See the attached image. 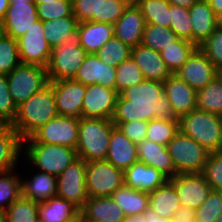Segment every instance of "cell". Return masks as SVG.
<instances>
[{
	"label": "cell",
	"mask_w": 222,
	"mask_h": 222,
	"mask_svg": "<svg viewBox=\"0 0 222 222\" xmlns=\"http://www.w3.org/2000/svg\"><path fill=\"white\" fill-rule=\"evenodd\" d=\"M153 119L179 121L170 102L164 94L160 81L143 80L135 86L123 90L117 97L113 123L135 120L149 122Z\"/></svg>",
	"instance_id": "obj_1"
},
{
	"label": "cell",
	"mask_w": 222,
	"mask_h": 222,
	"mask_svg": "<svg viewBox=\"0 0 222 222\" xmlns=\"http://www.w3.org/2000/svg\"><path fill=\"white\" fill-rule=\"evenodd\" d=\"M56 116L58 112L54 91L49 83L17 106V115L11 126L24 140Z\"/></svg>",
	"instance_id": "obj_2"
},
{
	"label": "cell",
	"mask_w": 222,
	"mask_h": 222,
	"mask_svg": "<svg viewBox=\"0 0 222 222\" xmlns=\"http://www.w3.org/2000/svg\"><path fill=\"white\" fill-rule=\"evenodd\" d=\"M115 127L109 119L79 118L78 157L85 162L106 160L110 135Z\"/></svg>",
	"instance_id": "obj_3"
},
{
	"label": "cell",
	"mask_w": 222,
	"mask_h": 222,
	"mask_svg": "<svg viewBox=\"0 0 222 222\" xmlns=\"http://www.w3.org/2000/svg\"><path fill=\"white\" fill-rule=\"evenodd\" d=\"M179 130L210 152L222 151L221 116L199 109L179 118Z\"/></svg>",
	"instance_id": "obj_4"
},
{
	"label": "cell",
	"mask_w": 222,
	"mask_h": 222,
	"mask_svg": "<svg viewBox=\"0 0 222 222\" xmlns=\"http://www.w3.org/2000/svg\"><path fill=\"white\" fill-rule=\"evenodd\" d=\"M87 55L80 45L78 30L69 34L61 45L51 49L46 67L49 81L73 79Z\"/></svg>",
	"instance_id": "obj_5"
},
{
	"label": "cell",
	"mask_w": 222,
	"mask_h": 222,
	"mask_svg": "<svg viewBox=\"0 0 222 222\" xmlns=\"http://www.w3.org/2000/svg\"><path fill=\"white\" fill-rule=\"evenodd\" d=\"M25 159L32 168L58 177L78 158L76 149L43 143H23Z\"/></svg>",
	"instance_id": "obj_6"
},
{
	"label": "cell",
	"mask_w": 222,
	"mask_h": 222,
	"mask_svg": "<svg viewBox=\"0 0 222 222\" xmlns=\"http://www.w3.org/2000/svg\"><path fill=\"white\" fill-rule=\"evenodd\" d=\"M177 174L201 173L210 151L180 130L167 144Z\"/></svg>",
	"instance_id": "obj_7"
},
{
	"label": "cell",
	"mask_w": 222,
	"mask_h": 222,
	"mask_svg": "<svg viewBox=\"0 0 222 222\" xmlns=\"http://www.w3.org/2000/svg\"><path fill=\"white\" fill-rule=\"evenodd\" d=\"M9 92L16 106L49 84L46 67L21 63L6 75Z\"/></svg>",
	"instance_id": "obj_8"
},
{
	"label": "cell",
	"mask_w": 222,
	"mask_h": 222,
	"mask_svg": "<svg viewBox=\"0 0 222 222\" xmlns=\"http://www.w3.org/2000/svg\"><path fill=\"white\" fill-rule=\"evenodd\" d=\"M78 130L79 118L58 115L24 139L23 143L55 144L76 149Z\"/></svg>",
	"instance_id": "obj_9"
},
{
	"label": "cell",
	"mask_w": 222,
	"mask_h": 222,
	"mask_svg": "<svg viewBox=\"0 0 222 222\" xmlns=\"http://www.w3.org/2000/svg\"><path fill=\"white\" fill-rule=\"evenodd\" d=\"M85 181L88 197L111 196L124 185V171L106 160L86 162Z\"/></svg>",
	"instance_id": "obj_10"
},
{
	"label": "cell",
	"mask_w": 222,
	"mask_h": 222,
	"mask_svg": "<svg viewBox=\"0 0 222 222\" xmlns=\"http://www.w3.org/2000/svg\"><path fill=\"white\" fill-rule=\"evenodd\" d=\"M127 7L124 0H72V13L79 23L92 21L114 25Z\"/></svg>",
	"instance_id": "obj_11"
},
{
	"label": "cell",
	"mask_w": 222,
	"mask_h": 222,
	"mask_svg": "<svg viewBox=\"0 0 222 222\" xmlns=\"http://www.w3.org/2000/svg\"><path fill=\"white\" fill-rule=\"evenodd\" d=\"M85 178L86 162L78 157L57 177V196L81 209L89 198Z\"/></svg>",
	"instance_id": "obj_12"
},
{
	"label": "cell",
	"mask_w": 222,
	"mask_h": 222,
	"mask_svg": "<svg viewBox=\"0 0 222 222\" xmlns=\"http://www.w3.org/2000/svg\"><path fill=\"white\" fill-rule=\"evenodd\" d=\"M17 42L22 63L48 66L52 48L45 38L42 20H37Z\"/></svg>",
	"instance_id": "obj_13"
},
{
	"label": "cell",
	"mask_w": 222,
	"mask_h": 222,
	"mask_svg": "<svg viewBox=\"0 0 222 222\" xmlns=\"http://www.w3.org/2000/svg\"><path fill=\"white\" fill-rule=\"evenodd\" d=\"M118 95L116 89L104 87L101 84L85 86L82 117L111 120Z\"/></svg>",
	"instance_id": "obj_14"
},
{
	"label": "cell",
	"mask_w": 222,
	"mask_h": 222,
	"mask_svg": "<svg viewBox=\"0 0 222 222\" xmlns=\"http://www.w3.org/2000/svg\"><path fill=\"white\" fill-rule=\"evenodd\" d=\"M168 180L173 184L181 206L192 209L200 207L212 190L201 173L177 174Z\"/></svg>",
	"instance_id": "obj_15"
},
{
	"label": "cell",
	"mask_w": 222,
	"mask_h": 222,
	"mask_svg": "<svg viewBox=\"0 0 222 222\" xmlns=\"http://www.w3.org/2000/svg\"><path fill=\"white\" fill-rule=\"evenodd\" d=\"M52 85L59 116L82 117L85 86L73 79L49 81Z\"/></svg>",
	"instance_id": "obj_16"
},
{
	"label": "cell",
	"mask_w": 222,
	"mask_h": 222,
	"mask_svg": "<svg viewBox=\"0 0 222 222\" xmlns=\"http://www.w3.org/2000/svg\"><path fill=\"white\" fill-rule=\"evenodd\" d=\"M39 20L33 1H10L3 18V33L17 40Z\"/></svg>",
	"instance_id": "obj_17"
},
{
	"label": "cell",
	"mask_w": 222,
	"mask_h": 222,
	"mask_svg": "<svg viewBox=\"0 0 222 222\" xmlns=\"http://www.w3.org/2000/svg\"><path fill=\"white\" fill-rule=\"evenodd\" d=\"M175 74L197 92L217 77V68L197 47Z\"/></svg>",
	"instance_id": "obj_18"
},
{
	"label": "cell",
	"mask_w": 222,
	"mask_h": 222,
	"mask_svg": "<svg viewBox=\"0 0 222 222\" xmlns=\"http://www.w3.org/2000/svg\"><path fill=\"white\" fill-rule=\"evenodd\" d=\"M73 80L84 86L101 84L115 89L116 68L101 61L96 54H88Z\"/></svg>",
	"instance_id": "obj_19"
},
{
	"label": "cell",
	"mask_w": 222,
	"mask_h": 222,
	"mask_svg": "<svg viewBox=\"0 0 222 222\" xmlns=\"http://www.w3.org/2000/svg\"><path fill=\"white\" fill-rule=\"evenodd\" d=\"M163 86L164 94L178 118L197 109V92L178 75L172 74Z\"/></svg>",
	"instance_id": "obj_20"
},
{
	"label": "cell",
	"mask_w": 222,
	"mask_h": 222,
	"mask_svg": "<svg viewBox=\"0 0 222 222\" xmlns=\"http://www.w3.org/2000/svg\"><path fill=\"white\" fill-rule=\"evenodd\" d=\"M145 18L136 5H128L123 15L113 25L114 37L120 39L131 48L142 42Z\"/></svg>",
	"instance_id": "obj_21"
},
{
	"label": "cell",
	"mask_w": 222,
	"mask_h": 222,
	"mask_svg": "<svg viewBox=\"0 0 222 222\" xmlns=\"http://www.w3.org/2000/svg\"><path fill=\"white\" fill-rule=\"evenodd\" d=\"M131 57L141 69L145 80L164 83L172 75L158 51L139 44L132 47Z\"/></svg>",
	"instance_id": "obj_22"
},
{
	"label": "cell",
	"mask_w": 222,
	"mask_h": 222,
	"mask_svg": "<svg viewBox=\"0 0 222 222\" xmlns=\"http://www.w3.org/2000/svg\"><path fill=\"white\" fill-rule=\"evenodd\" d=\"M80 215L85 222H124L126 218L111 196L89 197Z\"/></svg>",
	"instance_id": "obj_23"
},
{
	"label": "cell",
	"mask_w": 222,
	"mask_h": 222,
	"mask_svg": "<svg viewBox=\"0 0 222 222\" xmlns=\"http://www.w3.org/2000/svg\"><path fill=\"white\" fill-rule=\"evenodd\" d=\"M167 180L162 172L140 161L124 171V185L146 193L153 192Z\"/></svg>",
	"instance_id": "obj_24"
},
{
	"label": "cell",
	"mask_w": 222,
	"mask_h": 222,
	"mask_svg": "<svg viewBox=\"0 0 222 222\" xmlns=\"http://www.w3.org/2000/svg\"><path fill=\"white\" fill-rule=\"evenodd\" d=\"M192 43L202 44L218 27V17L207 0H197L189 9Z\"/></svg>",
	"instance_id": "obj_25"
},
{
	"label": "cell",
	"mask_w": 222,
	"mask_h": 222,
	"mask_svg": "<svg viewBox=\"0 0 222 222\" xmlns=\"http://www.w3.org/2000/svg\"><path fill=\"white\" fill-rule=\"evenodd\" d=\"M136 145L118 127H115L110 135L106 161L125 171L139 161Z\"/></svg>",
	"instance_id": "obj_26"
},
{
	"label": "cell",
	"mask_w": 222,
	"mask_h": 222,
	"mask_svg": "<svg viewBox=\"0 0 222 222\" xmlns=\"http://www.w3.org/2000/svg\"><path fill=\"white\" fill-rule=\"evenodd\" d=\"M137 154L140 162L154 167L162 172L168 179L177 175L167 146L160 145L151 140L145 139L137 143Z\"/></svg>",
	"instance_id": "obj_27"
},
{
	"label": "cell",
	"mask_w": 222,
	"mask_h": 222,
	"mask_svg": "<svg viewBox=\"0 0 222 222\" xmlns=\"http://www.w3.org/2000/svg\"><path fill=\"white\" fill-rule=\"evenodd\" d=\"M57 186L56 176L39 170L31 179H20L21 196L37 203L57 196Z\"/></svg>",
	"instance_id": "obj_28"
},
{
	"label": "cell",
	"mask_w": 222,
	"mask_h": 222,
	"mask_svg": "<svg viewBox=\"0 0 222 222\" xmlns=\"http://www.w3.org/2000/svg\"><path fill=\"white\" fill-rule=\"evenodd\" d=\"M77 30L80 45L88 54H96L114 36L113 25L102 22H80Z\"/></svg>",
	"instance_id": "obj_29"
},
{
	"label": "cell",
	"mask_w": 222,
	"mask_h": 222,
	"mask_svg": "<svg viewBox=\"0 0 222 222\" xmlns=\"http://www.w3.org/2000/svg\"><path fill=\"white\" fill-rule=\"evenodd\" d=\"M22 150L23 139L11 124H7L0 130V172L16 170Z\"/></svg>",
	"instance_id": "obj_30"
},
{
	"label": "cell",
	"mask_w": 222,
	"mask_h": 222,
	"mask_svg": "<svg viewBox=\"0 0 222 222\" xmlns=\"http://www.w3.org/2000/svg\"><path fill=\"white\" fill-rule=\"evenodd\" d=\"M38 216L44 222H69L80 216V208L74 203L54 196L38 203Z\"/></svg>",
	"instance_id": "obj_31"
},
{
	"label": "cell",
	"mask_w": 222,
	"mask_h": 222,
	"mask_svg": "<svg viewBox=\"0 0 222 222\" xmlns=\"http://www.w3.org/2000/svg\"><path fill=\"white\" fill-rule=\"evenodd\" d=\"M148 195L149 208L156 211L160 217L172 220L181 207L177 192L169 180Z\"/></svg>",
	"instance_id": "obj_32"
},
{
	"label": "cell",
	"mask_w": 222,
	"mask_h": 222,
	"mask_svg": "<svg viewBox=\"0 0 222 222\" xmlns=\"http://www.w3.org/2000/svg\"><path fill=\"white\" fill-rule=\"evenodd\" d=\"M111 197L126 216L143 215L149 208L148 193L134 190L126 185L116 189Z\"/></svg>",
	"instance_id": "obj_33"
},
{
	"label": "cell",
	"mask_w": 222,
	"mask_h": 222,
	"mask_svg": "<svg viewBox=\"0 0 222 222\" xmlns=\"http://www.w3.org/2000/svg\"><path fill=\"white\" fill-rule=\"evenodd\" d=\"M197 109L222 116V81L216 77L197 91Z\"/></svg>",
	"instance_id": "obj_34"
},
{
	"label": "cell",
	"mask_w": 222,
	"mask_h": 222,
	"mask_svg": "<svg viewBox=\"0 0 222 222\" xmlns=\"http://www.w3.org/2000/svg\"><path fill=\"white\" fill-rule=\"evenodd\" d=\"M78 20L75 16H67L43 22L45 38L51 48L62 44L63 40L77 30Z\"/></svg>",
	"instance_id": "obj_35"
},
{
	"label": "cell",
	"mask_w": 222,
	"mask_h": 222,
	"mask_svg": "<svg viewBox=\"0 0 222 222\" xmlns=\"http://www.w3.org/2000/svg\"><path fill=\"white\" fill-rule=\"evenodd\" d=\"M197 48L189 40L178 39L175 43L160 51L163 61L172 74H175Z\"/></svg>",
	"instance_id": "obj_36"
},
{
	"label": "cell",
	"mask_w": 222,
	"mask_h": 222,
	"mask_svg": "<svg viewBox=\"0 0 222 222\" xmlns=\"http://www.w3.org/2000/svg\"><path fill=\"white\" fill-rule=\"evenodd\" d=\"M136 6L146 23L170 28V3L168 0H140Z\"/></svg>",
	"instance_id": "obj_37"
},
{
	"label": "cell",
	"mask_w": 222,
	"mask_h": 222,
	"mask_svg": "<svg viewBox=\"0 0 222 222\" xmlns=\"http://www.w3.org/2000/svg\"><path fill=\"white\" fill-rule=\"evenodd\" d=\"M178 39L179 37L171 28L146 23L141 44L160 52Z\"/></svg>",
	"instance_id": "obj_38"
},
{
	"label": "cell",
	"mask_w": 222,
	"mask_h": 222,
	"mask_svg": "<svg viewBox=\"0 0 222 222\" xmlns=\"http://www.w3.org/2000/svg\"><path fill=\"white\" fill-rule=\"evenodd\" d=\"M16 173L15 170L0 172V209L5 211L21 196V177Z\"/></svg>",
	"instance_id": "obj_39"
},
{
	"label": "cell",
	"mask_w": 222,
	"mask_h": 222,
	"mask_svg": "<svg viewBox=\"0 0 222 222\" xmlns=\"http://www.w3.org/2000/svg\"><path fill=\"white\" fill-rule=\"evenodd\" d=\"M131 50L132 48L129 45L113 36L109 42L102 46L96 55L101 61L116 68L131 57Z\"/></svg>",
	"instance_id": "obj_40"
},
{
	"label": "cell",
	"mask_w": 222,
	"mask_h": 222,
	"mask_svg": "<svg viewBox=\"0 0 222 222\" xmlns=\"http://www.w3.org/2000/svg\"><path fill=\"white\" fill-rule=\"evenodd\" d=\"M143 80L142 71L132 57L116 67L115 89L118 94L126 88L139 84Z\"/></svg>",
	"instance_id": "obj_41"
},
{
	"label": "cell",
	"mask_w": 222,
	"mask_h": 222,
	"mask_svg": "<svg viewBox=\"0 0 222 222\" xmlns=\"http://www.w3.org/2000/svg\"><path fill=\"white\" fill-rule=\"evenodd\" d=\"M178 131L179 121L153 119L148 122L146 139L167 146Z\"/></svg>",
	"instance_id": "obj_42"
},
{
	"label": "cell",
	"mask_w": 222,
	"mask_h": 222,
	"mask_svg": "<svg viewBox=\"0 0 222 222\" xmlns=\"http://www.w3.org/2000/svg\"><path fill=\"white\" fill-rule=\"evenodd\" d=\"M8 222H37L38 203L20 196L6 210Z\"/></svg>",
	"instance_id": "obj_43"
},
{
	"label": "cell",
	"mask_w": 222,
	"mask_h": 222,
	"mask_svg": "<svg viewBox=\"0 0 222 222\" xmlns=\"http://www.w3.org/2000/svg\"><path fill=\"white\" fill-rule=\"evenodd\" d=\"M21 63L17 40L3 33L0 37V74H9Z\"/></svg>",
	"instance_id": "obj_44"
},
{
	"label": "cell",
	"mask_w": 222,
	"mask_h": 222,
	"mask_svg": "<svg viewBox=\"0 0 222 222\" xmlns=\"http://www.w3.org/2000/svg\"><path fill=\"white\" fill-rule=\"evenodd\" d=\"M170 28L180 39L192 42V25L189 9L170 4Z\"/></svg>",
	"instance_id": "obj_45"
},
{
	"label": "cell",
	"mask_w": 222,
	"mask_h": 222,
	"mask_svg": "<svg viewBox=\"0 0 222 222\" xmlns=\"http://www.w3.org/2000/svg\"><path fill=\"white\" fill-rule=\"evenodd\" d=\"M222 214V192L211 190L204 203L195 209L196 222H216Z\"/></svg>",
	"instance_id": "obj_46"
},
{
	"label": "cell",
	"mask_w": 222,
	"mask_h": 222,
	"mask_svg": "<svg viewBox=\"0 0 222 222\" xmlns=\"http://www.w3.org/2000/svg\"><path fill=\"white\" fill-rule=\"evenodd\" d=\"M38 18L51 21L67 16H74L72 13V0H54L37 5Z\"/></svg>",
	"instance_id": "obj_47"
},
{
	"label": "cell",
	"mask_w": 222,
	"mask_h": 222,
	"mask_svg": "<svg viewBox=\"0 0 222 222\" xmlns=\"http://www.w3.org/2000/svg\"><path fill=\"white\" fill-rule=\"evenodd\" d=\"M201 174L212 190L222 192V151L210 153Z\"/></svg>",
	"instance_id": "obj_48"
},
{
	"label": "cell",
	"mask_w": 222,
	"mask_h": 222,
	"mask_svg": "<svg viewBox=\"0 0 222 222\" xmlns=\"http://www.w3.org/2000/svg\"><path fill=\"white\" fill-rule=\"evenodd\" d=\"M198 47L217 69L222 66V28L218 26Z\"/></svg>",
	"instance_id": "obj_49"
},
{
	"label": "cell",
	"mask_w": 222,
	"mask_h": 222,
	"mask_svg": "<svg viewBox=\"0 0 222 222\" xmlns=\"http://www.w3.org/2000/svg\"><path fill=\"white\" fill-rule=\"evenodd\" d=\"M17 115V106L14 103L8 88L5 74H0V117L8 124H12Z\"/></svg>",
	"instance_id": "obj_50"
},
{
	"label": "cell",
	"mask_w": 222,
	"mask_h": 222,
	"mask_svg": "<svg viewBox=\"0 0 222 222\" xmlns=\"http://www.w3.org/2000/svg\"><path fill=\"white\" fill-rule=\"evenodd\" d=\"M125 136H127L134 143H140L146 139L148 122L143 120H135L124 123H114Z\"/></svg>",
	"instance_id": "obj_51"
},
{
	"label": "cell",
	"mask_w": 222,
	"mask_h": 222,
	"mask_svg": "<svg viewBox=\"0 0 222 222\" xmlns=\"http://www.w3.org/2000/svg\"><path fill=\"white\" fill-rule=\"evenodd\" d=\"M172 222H196L195 209L181 206L172 218Z\"/></svg>",
	"instance_id": "obj_52"
},
{
	"label": "cell",
	"mask_w": 222,
	"mask_h": 222,
	"mask_svg": "<svg viewBox=\"0 0 222 222\" xmlns=\"http://www.w3.org/2000/svg\"><path fill=\"white\" fill-rule=\"evenodd\" d=\"M145 222H172V220L160 217L158 213L151 208L144 212Z\"/></svg>",
	"instance_id": "obj_53"
},
{
	"label": "cell",
	"mask_w": 222,
	"mask_h": 222,
	"mask_svg": "<svg viewBox=\"0 0 222 222\" xmlns=\"http://www.w3.org/2000/svg\"><path fill=\"white\" fill-rule=\"evenodd\" d=\"M216 16L219 18L222 16V0H207Z\"/></svg>",
	"instance_id": "obj_54"
},
{
	"label": "cell",
	"mask_w": 222,
	"mask_h": 222,
	"mask_svg": "<svg viewBox=\"0 0 222 222\" xmlns=\"http://www.w3.org/2000/svg\"><path fill=\"white\" fill-rule=\"evenodd\" d=\"M170 4L190 9L197 0H168Z\"/></svg>",
	"instance_id": "obj_55"
},
{
	"label": "cell",
	"mask_w": 222,
	"mask_h": 222,
	"mask_svg": "<svg viewBox=\"0 0 222 222\" xmlns=\"http://www.w3.org/2000/svg\"><path fill=\"white\" fill-rule=\"evenodd\" d=\"M9 4L10 0H0V21L5 17Z\"/></svg>",
	"instance_id": "obj_56"
},
{
	"label": "cell",
	"mask_w": 222,
	"mask_h": 222,
	"mask_svg": "<svg viewBox=\"0 0 222 222\" xmlns=\"http://www.w3.org/2000/svg\"><path fill=\"white\" fill-rule=\"evenodd\" d=\"M124 222H145V216L143 215H134L126 216Z\"/></svg>",
	"instance_id": "obj_57"
},
{
	"label": "cell",
	"mask_w": 222,
	"mask_h": 222,
	"mask_svg": "<svg viewBox=\"0 0 222 222\" xmlns=\"http://www.w3.org/2000/svg\"><path fill=\"white\" fill-rule=\"evenodd\" d=\"M0 222H8L6 211L3 209H0Z\"/></svg>",
	"instance_id": "obj_58"
},
{
	"label": "cell",
	"mask_w": 222,
	"mask_h": 222,
	"mask_svg": "<svg viewBox=\"0 0 222 222\" xmlns=\"http://www.w3.org/2000/svg\"><path fill=\"white\" fill-rule=\"evenodd\" d=\"M51 1H54V0H33V2L36 5H39V4H42V3H46V2H51Z\"/></svg>",
	"instance_id": "obj_59"
},
{
	"label": "cell",
	"mask_w": 222,
	"mask_h": 222,
	"mask_svg": "<svg viewBox=\"0 0 222 222\" xmlns=\"http://www.w3.org/2000/svg\"><path fill=\"white\" fill-rule=\"evenodd\" d=\"M128 5H136L140 0H124Z\"/></svg>",
	"instance_id": "obj_60"
},
{
	"label": "cell",
	"mask_w": 222,
	"mask_h": 222,
	"mask_svg": "<svg viewBox=\"0 0 222 222\" xmlns=\"http://www.w3.org/2000/svg\"><path fill=\"white\" fill-rule=\"evenodd\" d=\"M8 123L0 117V130L3 129Z\"/></svg>",
	"instance_id": "obj_61"
},
{
	"label": "cell",
	"mask_w": 222,
	"mask_h": 222,
	"mask_svg": "<svg viewBox=\"0 0 222 222\" xmlns=\"http://www.w3.org/2000/svg\"><path fill=\"white\" fill-rule=\"evenodd\" d=\"M217 77L222 81V66L217 69Z\"/></svg>",
	"instance_id": "obj_62"
},
{
	"label": "cell",
	"mask_w": 222,
	"mask_h": 222,
	"mask_svg": "<svg viewBox=\"0 0 222 222\" xmlns=\"http://www.w3.org/2000/svg\"><path fill=\"white\" fill-rule=\"evenodd\" d=\"M69 222H85V221L83 220L82 216L80 215L79 217H77Z\"/></svg>",
	"instance_id": "obj_63"
},
{
	"label": "cell",
	"mask_w": 222,
	"mask_h": 222,
	"mask_svg": "<svg viewBox=\"0 0 222 222\" xmlns=\"http://www.w3.org/2000/svg\"><path fill=\"white\" fill-rule=\"evenodd\" d=\"M218 26L222 28V16L218 18Z\"/></svg>",
	"instance_id": "obj_64"
},
{
	"label": "cell",
	"mask_w": 222,
	"mask_h": 222,
	"mask_svg": "<svg viewBox=\"0 0 222 222\" xmlns=\"http://www.w3.org/2000/svg\"><path fill=\"white\" fill-rule=\"evenodd\" d=\"M2 34H3V25H2V22L0 21V37Z\"/></svg>",
	"instance_id": "obj_65"
},
{
	"label": "cell",
	"mask_w": 222,
	"mask_h": 222,
	"mask_svg": "<svg viewBox=\"0 0 222 222\" xmlns=\"http://www.w3.org/2000/svg\"><path fill=\"white\" fill-rule=\"evenodd\" d=\"M216 222H222V214L217 218Z\"/></svg>",
	"instance_id": "obj_66"
},
{
	"label": "cell",
	"mask_w": 222,
	"mask_h": 222,
	"mask_svg": "<svg viewBox=\"0 0 222 222\" xmlns=\"http://www.w3.org/2000/svg\"><path fill=\"white\" fill-rule=\"evenodd\" d=\"M10 1H33V0H10Z\"/></svg>",
	"instance_id": "obj_67"
}]
</instances>
